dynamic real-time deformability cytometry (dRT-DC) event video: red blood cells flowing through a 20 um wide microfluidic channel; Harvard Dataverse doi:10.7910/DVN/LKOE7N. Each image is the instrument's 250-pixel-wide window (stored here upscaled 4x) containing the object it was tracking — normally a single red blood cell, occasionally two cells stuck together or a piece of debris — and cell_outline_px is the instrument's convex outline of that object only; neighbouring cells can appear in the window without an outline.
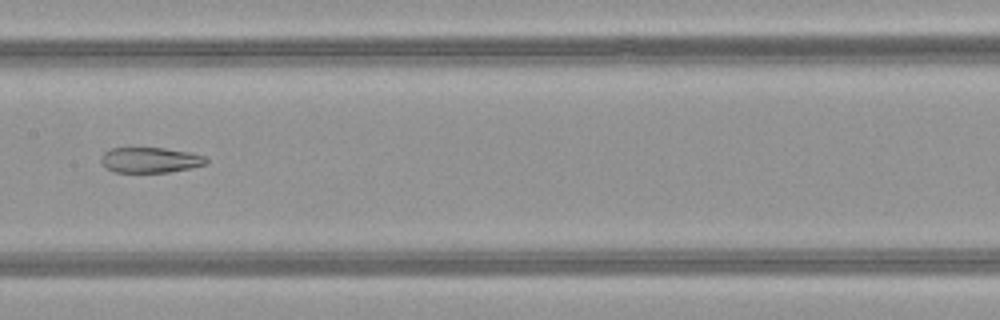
{"species": "common noctule bat (a hibernating species)", "species_latin": "Nyctalus noctula", "temperature_condition": "warm", "stored_images_in_passage": 52, "camera_frame_rate_fps": 3000, "um_per_image_px": 0.085, "animal": {"sex": "female", "body_mass_g": 21.9}, "frame": {"image": 1, "passage_image": 27, "time_ms": 8.667, "image_size_px": [1000, 320], "cell_outline_px": [[208, 164], [192, 168], [168, 172], [116, 172], [108, 168], [100, 160], [100, 156], [104, 152], [112, 148], [164, 148], [188, 152], [204, 156], [208, 160]], "centroid_in_image_um": [12.79, 13.6], "position_along_channel_um": 194.6, "area_um2": 15.49}}
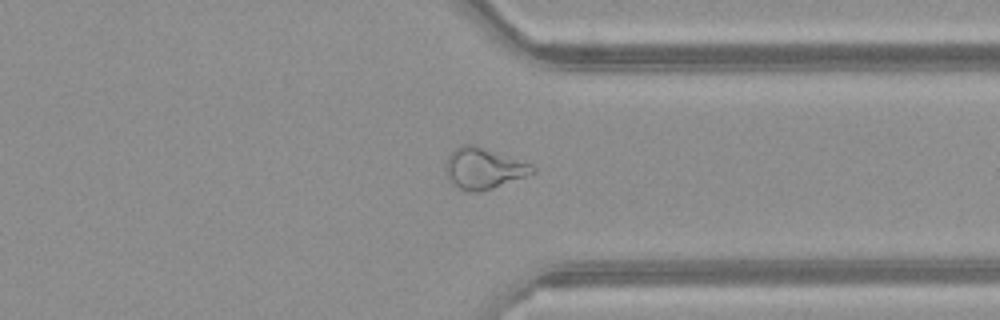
{"frame": {"image": 2, "passage_image": 40, "time_ms": 13.0, "image_size_px": [1000, 320], "cell_outline_px": [[536, 172], [492, 188], [480, 192], [468, 192], [460, 188], [448, 180], [444, 168], [444, 164], [448, 156], [456, 148], [464, 144], [476, 144], [532, 164], [536, 168]], "centroid_in_image_um": [41.09, 14.3], "position_along_channel_um": 370.3, "area_um2": 20.87}}
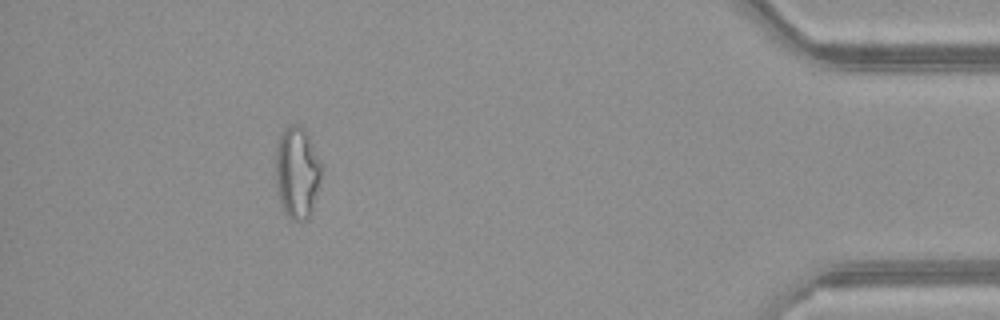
{"frame": {"image": 3, "passage_image": 47, "time_ms": 15.333, "image_size_px": [1000, 320], "cell_outline_px": [[324, 168], [316, 196], [308, 220], [300, 224], [292, 220], [280, 208], [276, 188], [276, 144], [284, 128], [288, 124], [300, 124], [304, 128]], "centroid_in_image_um": [25.25, 14.7], "position_along_channel_um": 410.0, "area_um2": 25.2}, "authors_computed_cell_mechanics": {"area_um2": 23.3801, "velocity_mm_per_s": 4.0737, "shape_relaxation_time_tau1_ms": null, "shape_relaxation_time_tau2_ms": 3.1334, "deformation_change_tau1": null, "deformation_change_tau2": 0.1252}}